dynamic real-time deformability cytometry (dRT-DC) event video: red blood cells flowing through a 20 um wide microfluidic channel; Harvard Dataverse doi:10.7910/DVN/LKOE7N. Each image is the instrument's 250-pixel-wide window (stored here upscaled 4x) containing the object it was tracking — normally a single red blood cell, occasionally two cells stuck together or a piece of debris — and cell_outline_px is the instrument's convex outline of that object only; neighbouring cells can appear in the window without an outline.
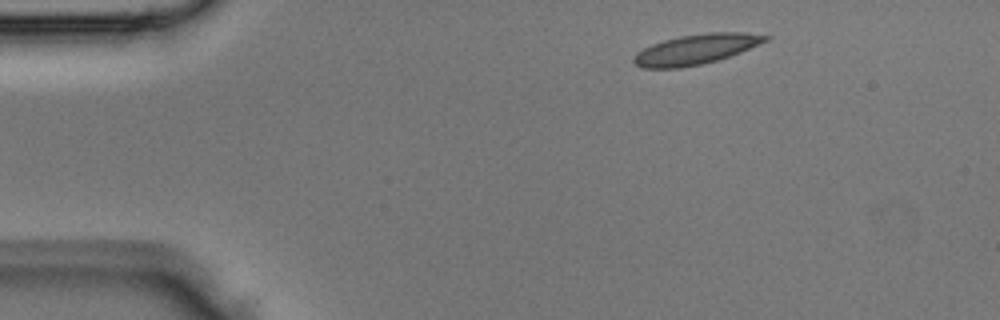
{"species": "Egyptian fruit bat (a non-hibernating species)", "species_latin": "Rousettus aegyptiacus", "temperature_condition": "room temperature", "stored_images_in_passage": 4, "camera_frame_rate_fps": 3000, "um_per_image_px": 0.085, "animal": {"sex": "male"}, "frame": {"image": 1, "passage_image": 1, "time_ms": 0.0, "image_size_px": [1000, 320], "cell_outline_px": [[772, 36], [768, 40], [740, 52], [716, 60], [700, 64], [680, 68], [644, 68], [636, 64], [632, 60], [636, 52], [652, 44], [664, 40], [680, 36], [708, 32], [744, 32]], "centroid_in_image_um": [59.15, 4.18], "position_along_channel_um": 25.9, "area_um2": 22.83}}
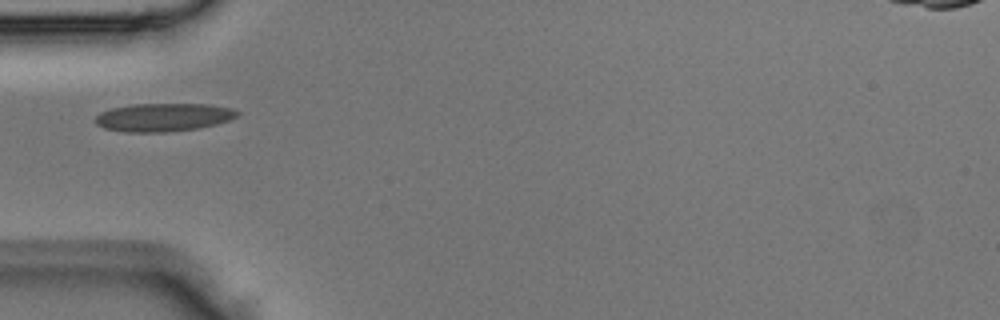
{"frame": {"image": 2, "passage_image": 3, "time_ms": 0.667, "image_size_px": [1000, 320], "cell_outline_px": [[240, 112], [236, 116], [228, 120], [216, 124], [196, 128], [164, 132], [124, 132], [104, 128], [96, 124], [96, 116], [100, 112], [112, 108], [132, 104], [208, 104], [232, 108]], "centroid_in_image_um": [13.86, 9.96], "position_along_channel_um": 71.1, "area_um2": 23.18}}